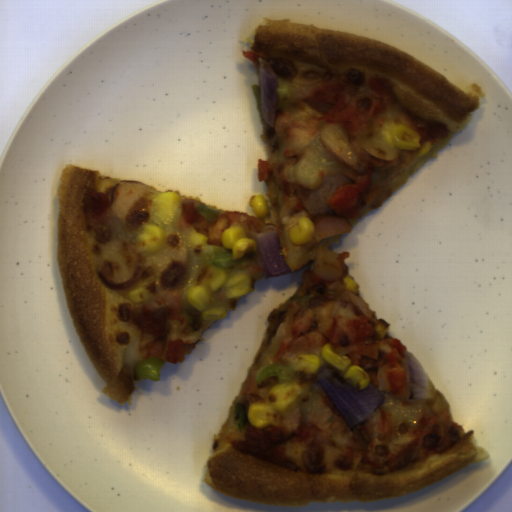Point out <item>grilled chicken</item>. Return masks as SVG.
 Returning a JSON list of instances; mask_svg holds the SVG:
<instances>
[{
  "instance_id": "5",
  "label": "grilled chicken",
  "mask_w": 512,
  "mask_h": 512,
  "mask_svg": "<svg viewBox=\"0 0 512 512\" xmlns=\"http://www.w3.org/2000/svg\"><path fill=\"white\" fill-rule=\"evenodd\" d=\"M200 202L190 197L180 198V210L176 217L179 229L189 230L207 237V245L223 246L222 235L224 231L233 226H241L247 237L255 239L265 229L264 219L233 210L220 211L215 222L210 223L196 208Z\"/></svg>"
},
{
  "instance_id": "4",
  "label": "grilled chicken",
  "mask_w": 512,
  "mask_h": 512,
  "mask_svg": "<svg viewBox=\"0 0 512 512\" xmlns=\"http://www.w3.org/2000/svg\"><path fill=\"white\" fill-rule=\"evenodd\" d=\"M181 301L182 295L170 290L134 306L123 301L118 304L117 317L137 327L143 335V361L151 357L174 365L185 361L188 352L182 338L163 344L169 320H180Z\"/></svg>"
},
{
  "instance_id": "8",
  "label": "grilled chicken",
  "mask_w": 512,
  "mask_h": 512,
  "mask_svg": "<svg viewBox=\"0 0 512 512\" xmlns=\"http://www.w3.org/2000/svg\"><path fill=\"white\" fill-rule=\"evenodd\" d=\"M83 210L89 227L102 226L109 221L112 204L108 196L93 188L81 191Z\"/></svg>"
},
{
  "instance_id": "9",
  "label": "grilled chicken",
  "mask_w": 512,
  "mask_h": 512,
  "mask_svg": "<svg viewBox=\"0 0 512 512\" xmlns=\"http://www.w3.org/2000/svg\"><path fill=\"white\" fill-rule=\"evenodd\" d=\"M259 370H254L248 374L245 383L241 389V396L245 398L249 409L251 403H267L271 389L280 384L278 376H273L257 386L256 379Z\"/></svg>"
},
{
  "instance_id": "6",
  "label": "grilled chicken",
  "mask_w": 512,
  "mask_h": 512,
  "mask_svg": "<svg viewBox=\"0 0 512 512\" xmlns=\"http://www.w3.org/2000/svg\"><path fill=\"white\" fill-rule=\"evenodd\" d=\"M297 155L288 147L272 150L268 160L259 158L257 175L264 181L271 203L288 211L300 212L304 206L296 187Z\"/></svg>"
},
{
  "instance_id": "7",
  "label": "grilled chicken",
  "mask_w": 512,
  "mask_h": 512,
  "mask_svg": "<svg viewBox=\"0 0 512 512\" xmlns=\"http://www.w3.org/2000/svg\"><path fill=\"white\" fill-rule=\"evenodd\" d=\"M375 165L368 166L365 174L359 176L354 169L347 172V176L354 180L355 184H342L337 186L333 195L326 201L334 213L347 220L356 218L361 210L362 203L365 206L385 190V186L376 184L372 175Z\"/></svg>"
},
{
  "instance_id": "3",
  "label": "grilled chicken",
  "mask_w": 512,
  "mask_h": 512,
  "mask_svg": "<svg viewBox=\"0 0 512 512\" xmlns=\"http://www.w3.org/2000/svg\"><path fill=\"white\" fill-rule=\"evenodd\" d=\"M313 108H328L316 122L340 124L344 131H379L384 121L419 134L420 144L442 142L451 132L444 123L414 117L386 81L365 73L336 75L304 88L297 98Z\"/></svg>"
},
{
  "instance_id": "2",
  "label": "grilled chicken",
  "mask_w": 512,
  "mask_h": 512,
  "mask_svg": "<svg viewBox=\"0 0 512 512\" xmlns=\"http://www.w3.org/2000/svg\"><path fill=\"white\" fill-rule=\"evenodd\" d=\"M350 252L337 253L321 248L313 264L302 273L298 294H315L300 305L294 299L285 313V336L273 364L290 365L299 355L323 357L328 342L338 355L347 356L360 366L370 383L392 397L408 400L405 345L388 333L378 338L377 319L357 294L347 289L343 279L349 276L345 263Z\"/></svg>"
},
{
  "instance_id": "1",
  "label": "grilled chicken",
  "mask_w": 512,
  "mask_h": 512,
  "mask_svg": "<svg viewBox=\"0 0 512 512\" xmlns=\"http://www.w3.org/2000/svg\"><path fill=\"white\" fill-rule=\"evenodd\" d=\"M394 429L392 413L381 408L350 429L322 387L303 421L300 405L294 399L268 427L257 428L250 423L244 439L232 438L229 443L237 452L297 471L302 467L284 445L299 442L307 473L326 472V446L340 453L332 468H352L354 455L361 453V463L388 471L441 453L464 431L462 425L451 420L449 404L441 398L422 408L417 426L396 435Z\"/></svg>"
}]
</instances>
